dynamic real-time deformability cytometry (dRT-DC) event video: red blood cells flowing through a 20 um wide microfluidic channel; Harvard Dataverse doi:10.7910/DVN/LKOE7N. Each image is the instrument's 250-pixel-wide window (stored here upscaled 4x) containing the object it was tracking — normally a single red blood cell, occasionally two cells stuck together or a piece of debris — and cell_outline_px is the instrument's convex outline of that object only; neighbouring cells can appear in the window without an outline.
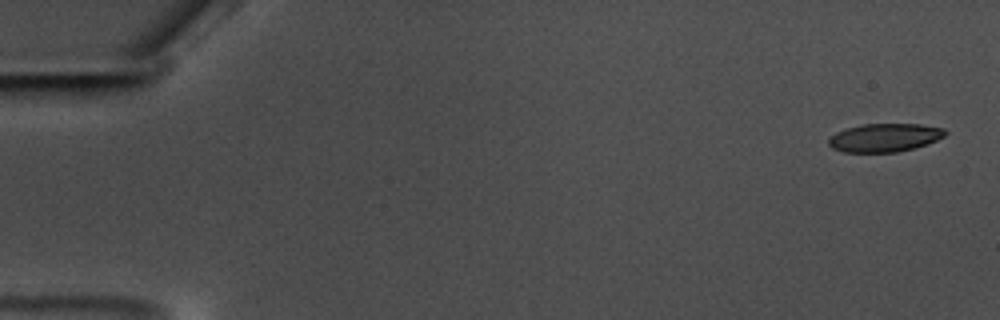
{"species": "common noctule bat (a hibernating species)", "species_latin": "Nyctalus noctula", "temperature_condition": "warm", "stored_images_in_passage": 58, "camera_frame_rate_fps": 3000, "um_per_image_px": 0.085, "animal": {"sex": "male", "body_mass_g": 17.5, "forearm_length_mm": 52.3}, "frame": {"image": 1, "passage_image": 2, "time_ms": 0.333, "image_size_px": [1000, 320], "cell_outline_px": [[948, 132], [944, 136], [936, 140], [912, 148], [896, 152], [844, 152], [832, 148], [828, 144], [828, 136], [836, 132], [848, 128], [864, 124], [920, 124], [944, 128]], "centroid_in_image_um": [75.16, 11.69], "position_along_channel_um": 9.8, "area_um2": 19.13}}
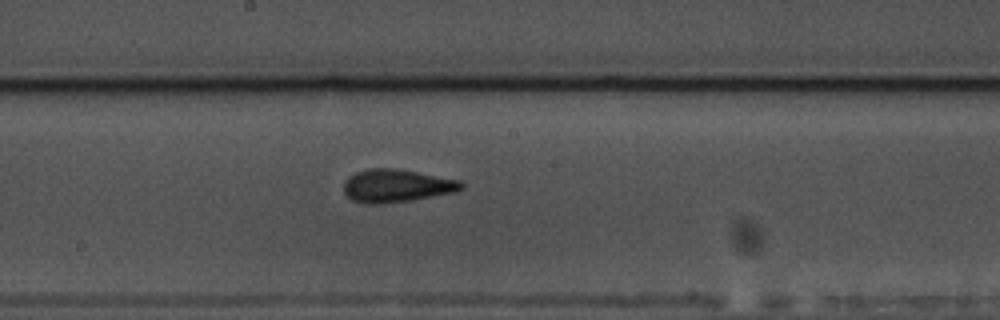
{"frame": {"image": 2, "passage_image": 32, "time_ms": 10.333, "image_size_px": [1000, 320], "cell_outline_px": [[464, 188], [456, 192], [412, 200], [380, 204], [364, 204], [352, 200], [344, 192], [344, 180], [348, 176], [356, 172], [368, 168], [396, 168], [460, 180], [464, 184]], "centroid_in_image_um": [33.7, 15.79], "position_along_channel_um": 214.5, "area_um2": 22.77}}
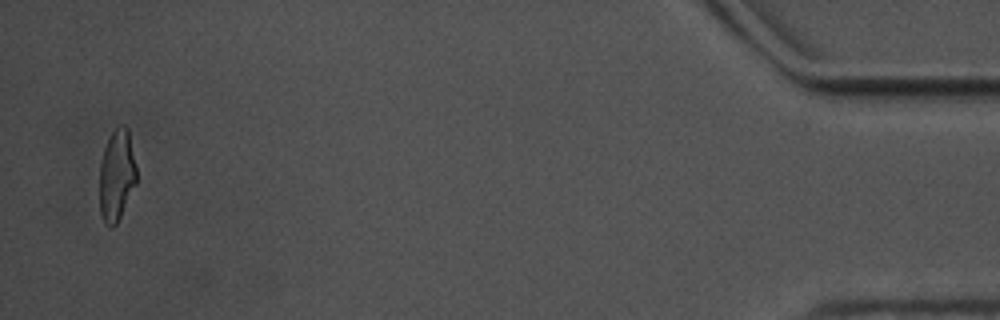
{"frame": {"image": 3, "passage_image": 57, "time_ms": 18.667, "image_size_px": [1000, 320], "cell_outline_px": [[136, 184], [116, 224], [112, 228], [108, 228], [104, 224], [100, 216], [100, 160], [104, 148], [112, 132], [120, 124], [124, 124], [128, 128], [136, 168]], "centroid_in_image_um": [9.9, 14.93], "position_along_channel_um": 425.3, "area_um2": 19.77}, "authors_computed_cell_mechanics": {"area_um2": 20.9525, "velocity_mm_per_s": 3.5273, "shape_relaxation_time_tau1_ms": 6.451, "shape_relaxation_time_tau2_ms": 1.9968, "deformation_change_tau1": 0.1884, "deformation_change_tau2": 0.116}}